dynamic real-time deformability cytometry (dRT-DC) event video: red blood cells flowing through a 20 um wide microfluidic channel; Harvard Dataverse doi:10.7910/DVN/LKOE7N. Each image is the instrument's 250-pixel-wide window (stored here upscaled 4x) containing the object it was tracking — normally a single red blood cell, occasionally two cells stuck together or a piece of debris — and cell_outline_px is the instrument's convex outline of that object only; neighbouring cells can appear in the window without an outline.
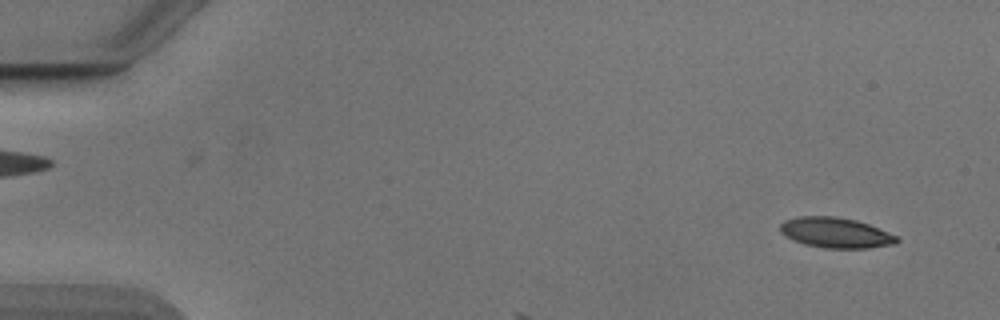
{"species": "Egyptian fruit bat (a non-hibernating species)", "species_latin": "Rousettus aegyptiacus", "temperature_condition": "cold", "stored_images_in_passage": 8, "camera_frame_rate_fps": 3000, "um_per_image_px": 0.085, "animal": {"sex": "male"}, "frame": {"image": 1, "passage_image": 3, "time_ms": 0.667, "image_size_px": [1000, 320], "cell_outline_px": [[900, 240], [896, 244], [868, 248], [824, 248], [804, 244], [792, 240], [780, 232], [780, 224], [784, 220], [796, 216], [836, 216], [856, 220], [868, 224], [888, 232], [896, 236]], "centroid_in_image_um": [71.01, 19.78], "position_along_channel_um": 14.0, "area_um2": 20.75}}